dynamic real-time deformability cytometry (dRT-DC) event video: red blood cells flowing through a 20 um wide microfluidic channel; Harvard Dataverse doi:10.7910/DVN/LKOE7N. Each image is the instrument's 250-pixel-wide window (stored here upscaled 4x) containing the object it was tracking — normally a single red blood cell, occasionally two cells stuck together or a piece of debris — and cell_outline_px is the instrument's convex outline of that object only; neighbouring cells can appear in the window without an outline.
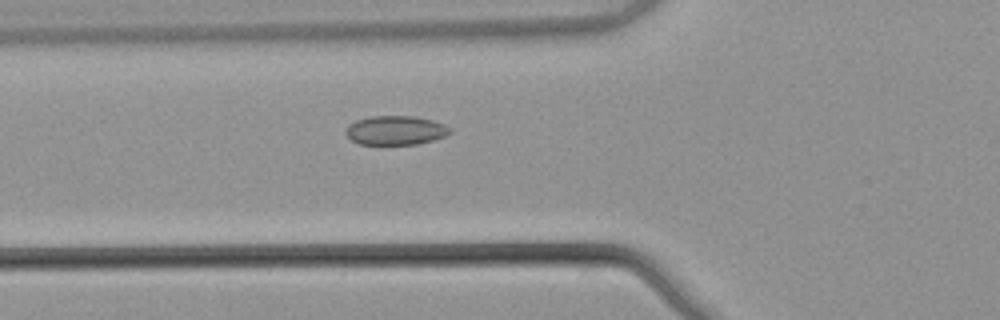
{"species": "common noctule bat (a hibernating species)", "species_latin": "Nyctalus noctula", "temperature_condition": "warm", "stored_images_in_passage": 53, "camera_frame_rate_fps": 3000, "um_per_image_px": 0.085, "animal": {"sex": "male", "body_mass_g": 21.5, "forearm_length_mm": 52.0}, "frame": {"image": 1, "passage_image": 20, "time_ms": 6.333, "image_size_px": [1000, 320], "cell_outline_px": [[452, 132], [444, 136], [432, 140], [416, 144], [360, 144], [352, 140], [344, 132], [348, 124], [356, 120], [372, 116], [416, 116], [432, 120], [444, 124], [452, 128]], "centroid_in_image_um": [33.63, 11.07], "position_along_channel_um": 92.2, "area_um2": 17.69}}
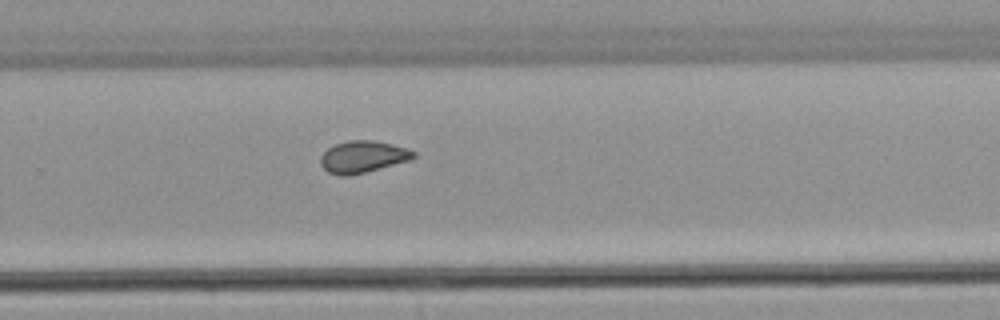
{"frame": {"image": 2, "passage_image": 36, "time_ms": 11.667, "image_size_px": [1000, 320], "cell_outline_px": [[416, 156], [408, 160], [364, 172], [348, 176], [340, 176], [328, 172], [320, 164], [320, 156], [328, 148], [336, 144], [348, 140], [372, 140], [392, 144], [408, 148], [416, 152]], "centroid_in_image_um": [30.82, 13.32], "position_along_channel_um": 299.0, "area_um2": 17.11}}
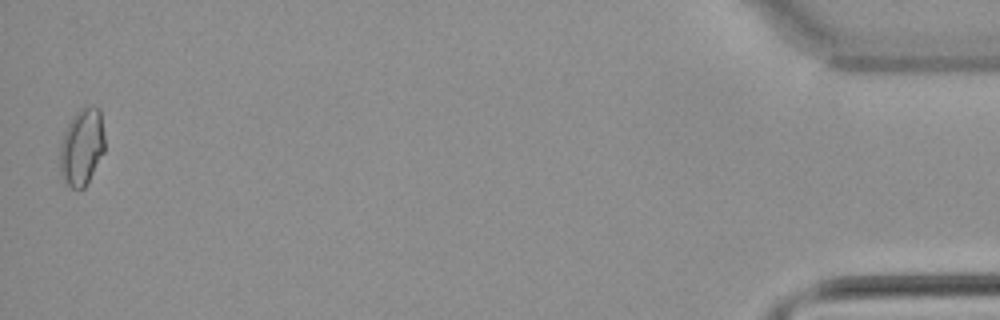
{"frame": {"image": 3, "passage_image": 53, "time_ms": 17.333, "image_size_px": [1000, 320], "cell_outline_px": [[104, 152], [84, 188], [72, 188], [64, 180], [60, 172], [60, 144], [64, 132], [72, 116], [80, 108], [100, 108], [104, 136]], "centroid_in_image_um": [6.95, 12.49], "position_along_channel_um": 428.3, "area_um2": 19.83}, "authors_computed_cell_mechanics": {"area_um2": 17.4556, "velocity_mm_per_s": 3.8779, "shape_relaxation_time_tau1_ms": null, "shape_relaxation_time_tau2_ms": 1.2919, "deformation_change_tau1": null, "deformation_change_tau2": 0.0582}}